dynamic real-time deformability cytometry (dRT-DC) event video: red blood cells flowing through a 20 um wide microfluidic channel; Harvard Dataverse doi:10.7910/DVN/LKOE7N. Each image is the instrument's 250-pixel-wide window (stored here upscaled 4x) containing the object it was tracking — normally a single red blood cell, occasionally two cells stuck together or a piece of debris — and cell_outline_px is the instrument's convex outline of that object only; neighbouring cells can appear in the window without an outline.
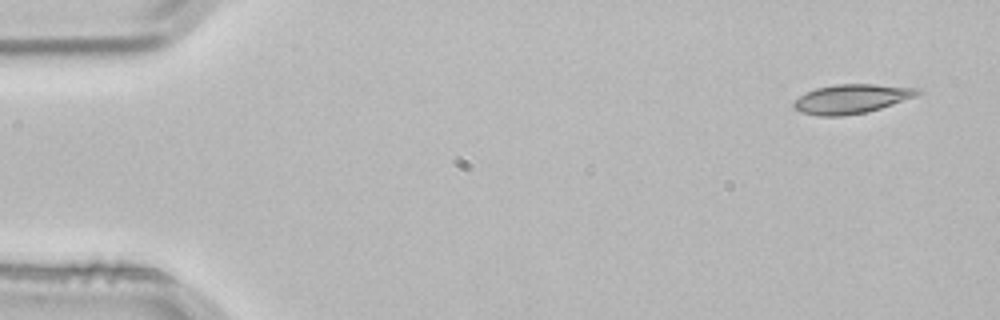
{"species": "common noctule bat (a hibernating species)", "species_latin": "Nyctalus noctula", "temperature_condition": "room temperature", "stored_images_in_passage": 3, "camera_frame_rate_fps": 3000, "um_per_image_px": 0.085, "animal": {"sex": "male", "body_mass_g": 21.5, "forearm_length_mm": 52.0}, "frame": {"image": 1, "passage_image": 1, "time_ms": 0.0, "image_size_px": [1000, 320], "cell_outline_px": [[924, 92], [916, 96], [868, 112], [844, 116], [816, 116], [800, 112], [792, 108], [792, 104], [800, 96], [816, 88], [836, 84], [872, 84], [920, 88]], "centroid_in_image_um": [72.38, 8.41], "position_along_channel_um": 12.6, "area_um2": 21.15}}
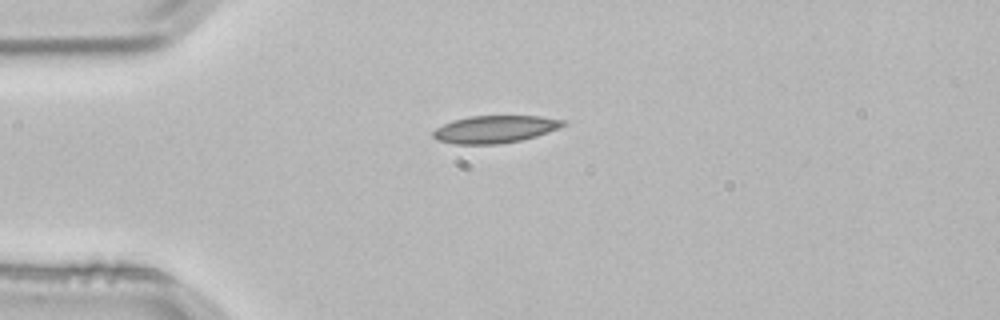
{"frame": {"image": 2, "passage_image": 3, "time_ms": 0.667, "image_size_px": [1000, 320], "cell_outline_px": [[568, 124], [560, 128], [536, 136], [520, 140], [496, 144], [456, 144], [436, 140], [432, 136], [432, 132], [436, 128], [452, 120], [468, 116], [540, 116], [568, 120]], "centroid_in_image_um": [42.1, 10.97], "position_along_channel_um": 42.9, "area_um2": 20.92}}